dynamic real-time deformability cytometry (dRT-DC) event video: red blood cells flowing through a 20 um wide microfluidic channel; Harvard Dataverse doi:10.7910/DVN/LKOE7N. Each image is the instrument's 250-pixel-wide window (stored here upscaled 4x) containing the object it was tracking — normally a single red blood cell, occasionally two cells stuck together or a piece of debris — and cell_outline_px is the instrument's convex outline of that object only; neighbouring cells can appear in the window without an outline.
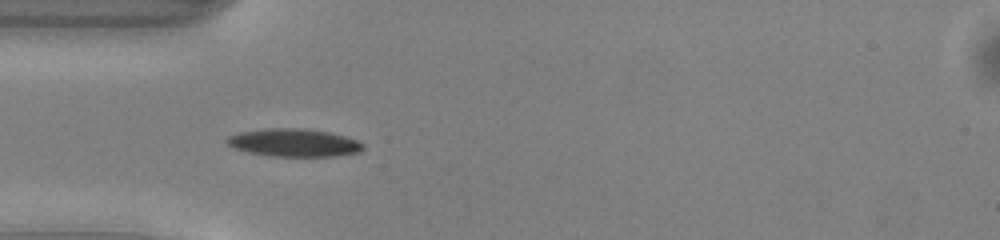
{"species": "common noctule bat (a hibernating species)", "species_latin": "Nyctalus noctula", "temperature_condition": "warm", "stored_images_in_passage": 36, "camera_frame_rate_fps": 3000, "um_per_image_px": 0.085, "animal": {"sex": "male", "body_mass_g": 13.0, "forearm_length_mm": 53.1}, "frame": {"image": 1, "passage_image": 1, "time_ms": 0.0, "image_size_px": [1000, 240], "cell_outline_px": [[364, 148], [360, 152], [336, 156], [268, 156], [248, 152], [236, 148], [228, 144], [224, 140], [228, 136], [240, 132], [264, 128], [300, 128], [328, 132], [344, 136], [356, 140], [364, 144]], "centroid_in_image_um": [24.97, 12.13], "position_along_channel_um": 60.0, "area_um2": 22.08}}
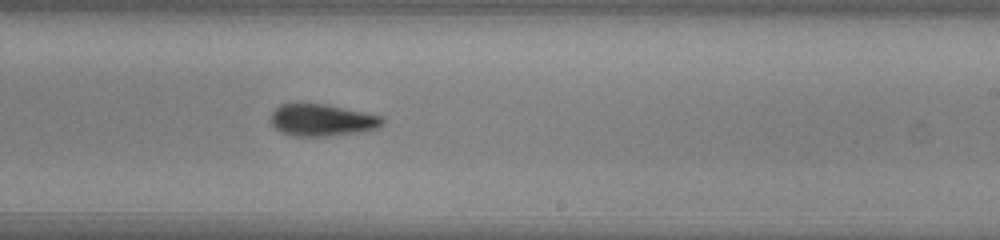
{"frame": {"image": 2, "passage_image": 16, "time_ms": 5.0, "image_size_px": [1000, 240], "cell_outline_px": [[384, 120], [376, 128], [356, 132], [324, 136], [292, 136], [280, 132], [272, 124], [272, 112], [280, 104], [328, 104], [380, 116]], "centroid_in_image_um": [27.32, 10.2], "position_along_channel_um": 261.7, "area_um2": 20.35}}
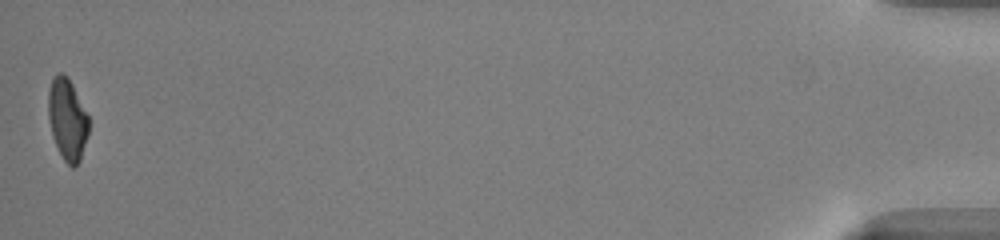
{"frame": {"image": 3, "passage_image": 36, "time_ms": 11.667, "image_size_px": [1000, 240], "cell_outline_px": [[88, 132], [80, 160], [72, 168], [64, 160], [52, 136], [48, 116], [48, 92], [52, 76], [60, 72], [68, 76], [88, 116]], "centroid_in_image_um": [5.7, 10.1], "position_along_channel_um": 429.5, "area_um2": 19.02}, "authors_computed_cell_mechanics": {"area_um2": 20.9236, "velocity_mm_per_s": 4.0745, "shape_relaxation_time_tau1_ms": 4.8672, "shape_relaxation_time_tau2_ms": 3.8108, "deformation_change_tau1": 0.1663, "deformation_change_tau2": 0.1162}}